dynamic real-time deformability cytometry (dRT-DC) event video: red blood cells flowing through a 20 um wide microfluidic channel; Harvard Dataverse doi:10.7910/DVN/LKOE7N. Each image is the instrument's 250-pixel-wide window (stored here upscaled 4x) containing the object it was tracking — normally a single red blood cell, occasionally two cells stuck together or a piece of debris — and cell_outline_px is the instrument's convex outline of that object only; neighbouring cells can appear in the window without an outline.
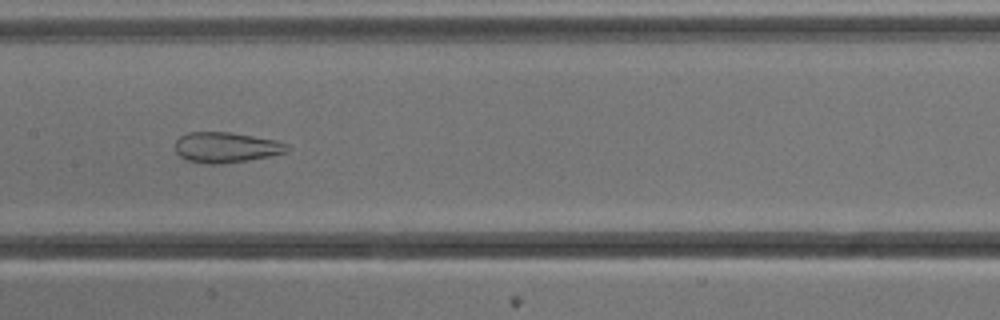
{"species": "common noctule bat (a hibernating species)", "species_latin": "Nyctalus noctula", "temperature_condition": "cold", "stored_images_in_passage": 52, "camera_frame_rate_fps": 3000, "um_per_image_px": 0.085, "animal": {"sex": "male", "body_mass_g": 13.3}, "frame": {"image": 1, "passage_image": 25, "time_ms": 8.0, "image_size_px": [1000, 320], "cell_outline_px": [[288, 152], [268, 156], [220, 164], [208, 164], [188, 160], [180, 156], [176, 152], [176, 140], [180, 136], [188, 132], [228, 132], [276, 140], [288, 144]], "centroid_in_image_um": [19.2, 12.52], "position_along_channel_um": 188.2, "area_um2": 19.59}}
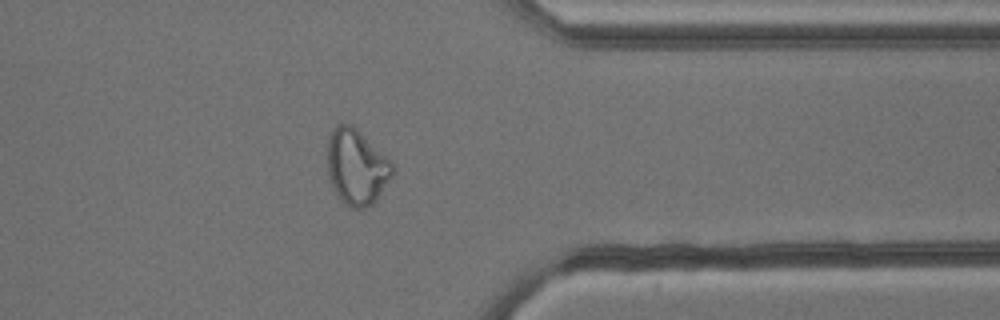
{"frame": {"image": 2, "passage_image": 41, "time_ms": 13.333, "image_size_px": [1000, 320], "cell_outline_px": [[396, 172], [376, 200], [372, 204], [364, 208], [352, 208], [340, 200], [332, 188], [328, 176], [328, 136], [332, 128], [336, 124], [352, 124], [392, 160]], "centroid_in_image_um": [30.33, 14.18], "position_along_channel_um": 381.1, "area_um2": 29.19}}
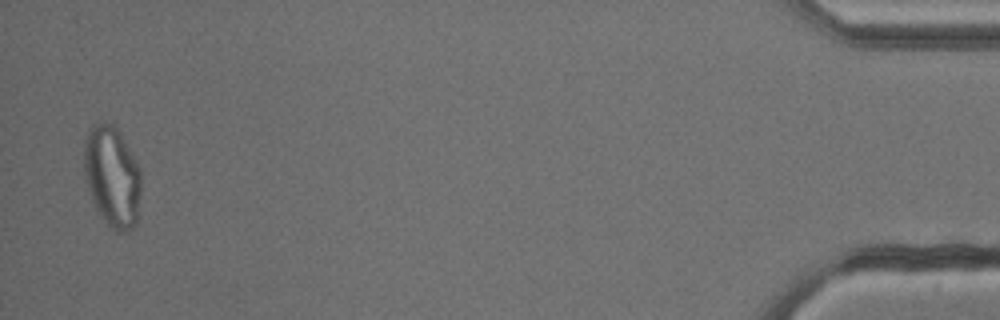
{"frame": {"image": 3, "passage_image": 51, "time_ms": 16.667, "image_size_px": [1000, 320], "cell_outline_px": [[140, 192], [136, 224], [132, 228], [120, 232], [116, 232], [100, 216], [92, 200], [84, 176], [84, 140], [88, 128], [92, 124], [104, 120], [112, 124], [120, 132], [140, 168]], "centroid_in_image_um": [9.51, 14.96], "position_along_channel_um": 425.7, "area_um2": 33.76}, "authors_computed_cell_mechanics": {"area_um2": 29.3624, "velocity_mm_per_s": 3.8186, "shape_relaxation_time_tau1_ms": null, "shape_relaxation_time_tau2_ms": 1.4019, "deformation_change_tau1": null, "deformation_change_tau2": 0.102}}